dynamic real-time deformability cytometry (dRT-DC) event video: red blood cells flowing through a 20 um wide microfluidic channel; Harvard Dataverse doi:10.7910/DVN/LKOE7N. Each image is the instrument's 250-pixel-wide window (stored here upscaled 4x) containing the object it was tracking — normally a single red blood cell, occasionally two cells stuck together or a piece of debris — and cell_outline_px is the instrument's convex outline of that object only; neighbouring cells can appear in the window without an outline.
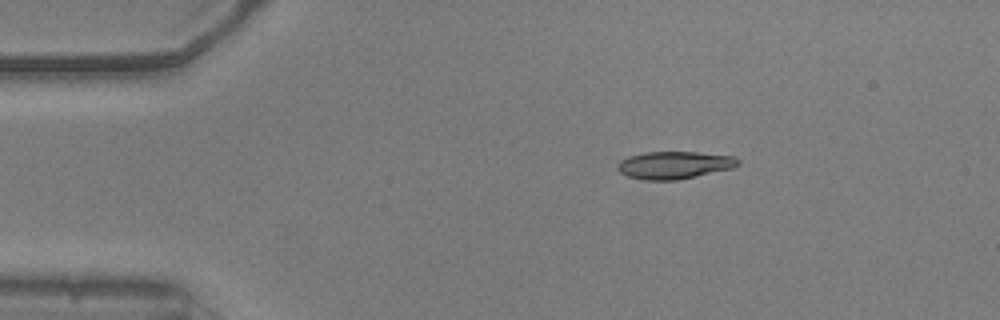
{"species": "common noctule bat (a hibernating species)", "species_latin": "Nyctalus noctula", "temperature_condition": "warm", "stored_images_in_passage": 45, "camera_frame_rate_fps": 3000, "um_per_image_px": 0.085, "animal": {"sex": "male", "body_mass_g": 20.5, "forearm_length_mm": 52.5}, "frame": {"image": 1, "passage_image": 1, "time_ms": 0.0, "image_size_px": [1000, 320], "cell_outline_px": [[740, 164], [732, 168], [696, 176], [676, 180], [644, 180], [628, 176], [620, 172], [616, 168], [616, 164], [620, 160], [628, 156], [644, 152], [696, 152], [736, 156], [740, 160]], "centroid_in_image_um": [57.3, 14.02], "position_along_channel_um": 27.7, "area_um2": 19.42}}
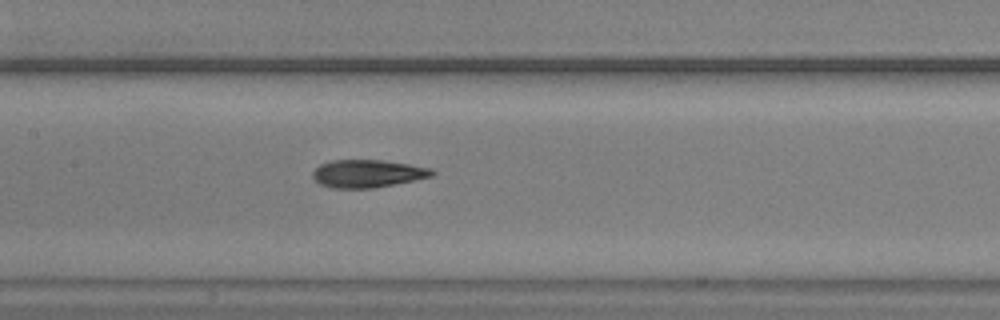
{"frame": {"image": 2, "passage_image": 17, "time_ms": 5.333, "image_size_px": [1000, 320], "cell_outline_px": [[436, 172], [432, 176], [372, 188], [332, 188], [320, 184], [312, 176], [312, 172], [320, 164], [332, 160], [380, 160], [408, 164], [432, 168]], "centroid_in_image_um": [31.22, 14.75], "position_along_channel_um": 176.2, "area_um2": 19.07}}
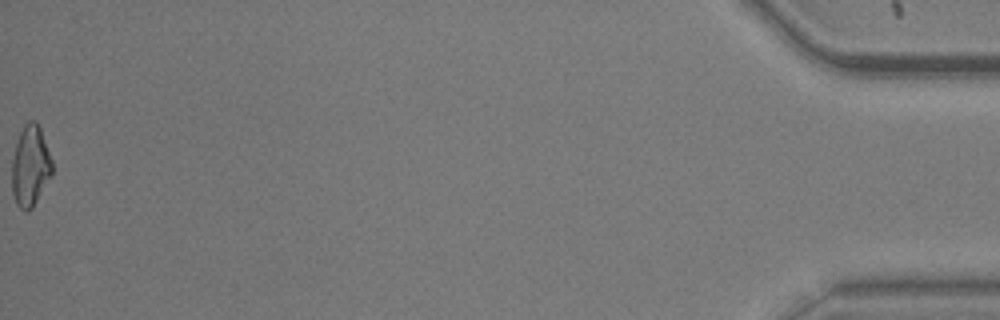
{"frame": {"image": 3, "passage_image": 45, "time_ms": 14.667, "image_size_px": [1000, 320], "cell_outline_px": [[52, 176], [32, 208], [28, 212], [24, 212], [16, 204], [12, 192], [12, 156], [20, 132], [24, 124], [28, 120], [36, 120], [40, 128], [52, 160]], "centroid_in_image_um": [2.57, 14.13], "position_along_channel_um": 432.6, "area_um2": 19.13}, "authors_computed_cell_mechanics": {"area_um2": 19.1318, "velocity_mm_per_s": 3.8464, "shape_relaxation_time_tau1_ms": 11.2415, "shape_relaxation_time_tau2_ms": 2.0954, "deformation_change_tau1": 0.2948, "deformation_change_tau2": 0.0988}}